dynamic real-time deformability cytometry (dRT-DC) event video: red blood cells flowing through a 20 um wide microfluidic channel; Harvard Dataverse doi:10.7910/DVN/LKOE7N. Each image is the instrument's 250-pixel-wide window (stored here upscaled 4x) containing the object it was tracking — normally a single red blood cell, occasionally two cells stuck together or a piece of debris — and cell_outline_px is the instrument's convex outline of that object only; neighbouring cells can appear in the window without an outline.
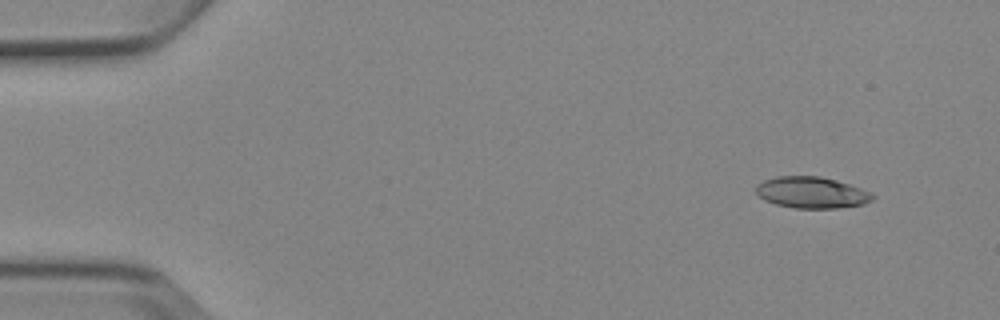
{"species": "Egyptian fruit bat (a non-hibernating species)", "species_latin": "Rousettus aegyptiacus", "temperature_condition": "cold", "stored_images_in_passage": 4, "camera_frame_rate_fps": 3000, "um_per_image_px": 0.085, "animal": {"sex": "female"}, "frame": {"image": 1, "passage_image": 2, "time_ms": 1.0, "image_size_px": [1000, 320], "cell_outline_px": [[876, 196], [872, 200], [864, 204], [836, 208], [796, 208], [776, 204], [764, 200], [756, 192], [756, 184], [764, 180], [776, 176], [820, 176], [836, 180], [872, 192]], "centroid_in_image_um": [69.0, 16.36], "position_along_channel_um": 16.0, "area_um2": 21.33}}